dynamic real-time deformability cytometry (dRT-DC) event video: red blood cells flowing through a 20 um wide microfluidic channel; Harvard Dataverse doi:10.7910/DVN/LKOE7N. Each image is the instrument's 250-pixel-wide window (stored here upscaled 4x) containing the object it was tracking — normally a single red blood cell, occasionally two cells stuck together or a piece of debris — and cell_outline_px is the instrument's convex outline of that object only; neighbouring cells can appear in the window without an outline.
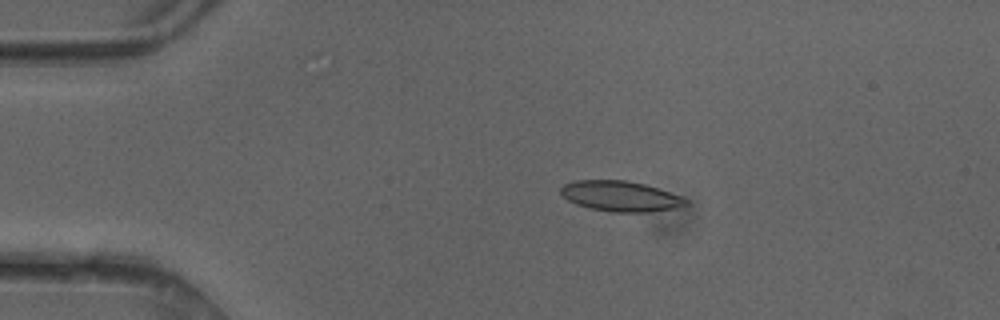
{"species": "common noctule bat (a hibernating species)", "species_latin": "Nyctalus noctula", "temperature_condition": "cold", "stored_images_in_passage": 40, "camera_frame_rate_fps": 3000, "um_per_image_px": 0.085, "animal": {"sex": "female"}, "frame": {"image": 1, "passage_image": 1, "time_ms": 0.0, "image_size_px": [1000, 320], "cell_outline_px": [[688, 204], [676, 208], [648, 212], [612, 212], [588, 208], [576, 204], [568, 200], [560, 192], [560, 188], [564, 184], [576, 180], [624, 180], [644, 184], [680, 196], [688, 200]], "centroid_in_image_um": [52.72, 16.68], "position_along_channel_um": 32.3, "area_um2": 22.02}}
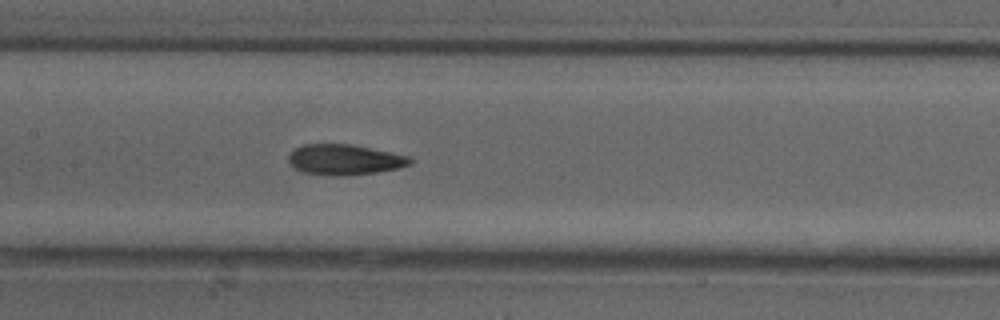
{"frame": {"image": 2, "passage_image": 15, "time_ms": 4.667, "image_size_px": [1000, 320], "cell_outline_px": [[412, 164], [400, 168], [376, 172], [344, 176], [332, 176], [300, 172], [288, 160], [288, 156], [296, 148], [304, 144], [352, 144], [408, 156], [412, 160]], "centroid_in_image_um": [29.29, 13.58], "position_along_channel_um": 178.1, "area_um2": 21.56}}
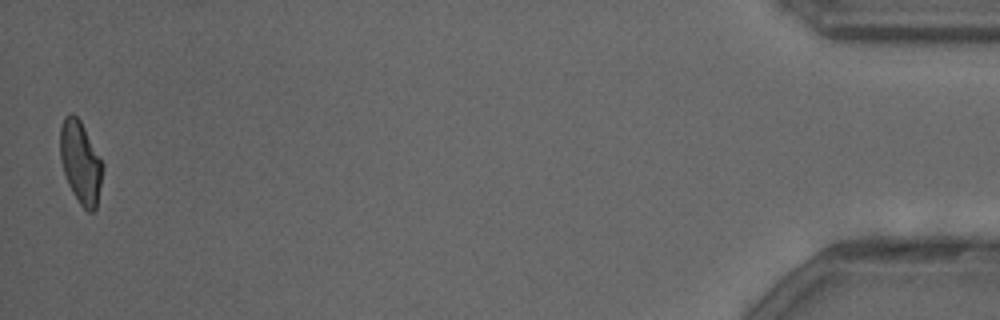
{"frame": {"image": 3, "passage_image": 40, "time_ms": 13.0, "image_size_px": [1000, 320], "cell_outline_px": [[104, 168], [96, 208], [92, 212], [88, 212], [80, 204], [72, 192], [68, 184], [60, 160], [60, 128], [64, 116], [72, 112], [80, 120], [100, 156], [104, 164]], "centroid_in_image_um": [6.85, 13.79], "position_along_channel_um": 428.3, "area_um2": 20.52}, "authors_computed_cell_mechanics": {"area_um2": 21.5883, "velocity_mm_per_s": 4.159, "shape_relaxation_time_tau1_ms": 8.825, "shape_relaxation_time_tau2_ms": 1.9291, "deformation_change_tau1": 0.2011, "deformation_change_tau2": 0.0904}}